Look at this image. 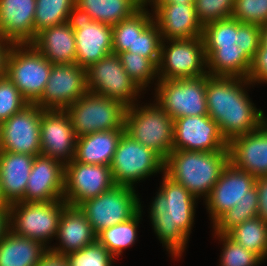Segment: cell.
<instances>
[{"mask_svg": "<svg viewBox=\"0 0 267 266\" xmlns=\"http://www.w3.org/2000/svg\"><path fill=\"white\" fill-rule=\"evenodd\" d=\"M202 39L210 76L247 78L261 43V26L230 17L204 25Z\"/></svg>", "mask_w": 267, "mask_h": 266, "instance_id": "1", "label": "cell"}, {"mask_svg": "<svg viewBox=\"0 0 267 266\" xmlns=\"http://www.w3.org/2000/svg\"><path fill=\"white\" fill-rule=\"evenodd\" d=\"M247 86V87H246ZM253 86L247 78L210 76L206 82L208 115L218 124L229 143L234 137L257 130L267 118L246 91Z\"/></svg>", "mask_w": 267, "mask_h": 266, "instance_id": "2", "label": "cell"}, {"mask_svg": "<svg viewBox=\"0 0 267 266\" xmlns=\"http://www.w3.org/2000/svg\"><path fill=\"white\" fill-rule=\"evenodd\" d=\"M162 176L149 208L150 221L169 256L177 259L182 257L188 244L198 199L165 173Z\"/></svg>", "mask_w": 267, "mask_h": 266, "instance_id": "3", "label": "cell"}, {"mask_svg": "<svg viewBox=\"0 0 267 266\" xmlns=\"http://www.w3.org/2000/svg\"><path fill=\"white\" fill-rule=\"evenodd\" d=\"M256 177L229 162L204 203L214 233L228 234L246 220L257 217Z\"/></svg>", "mask_w": 267, "mask_h": 266, "instance_id": "4", "label": "cell"}, {"mask_svg": "<svg viewBox=\"0 0 267 266\" xmlns=\"http://www.w3.org/2000/svg\"><path fill=\"white\" fill-rule=\"evenodd\" d=\"M228 163L229 151L172 150L165 159L164 173L198 200H205Z\"/></svg>", "mask_w": 267, "mask_h": 266, "instance_id": "5", "label": "cell"}, {"mask_svg": "<svg viewBox=\"0 0 267 266\" xmlns=\"http://www.w3.org/2000/svg\"><path fill=\"white\" fill-rule=\"evenodd\" d=\"M125 133L158 153L164 160L173 150L174 120L156 102L126 109Z\"/></svg>", "mask_w": 267, "mask_h": 266, "instance_id": "6", "label": "cell"}, {"mask_svg": "<svg viewBox=\"0 0 267 266\" xmlns=\"http://www.w3.org/2000/svg\"><path fill=\"white\" fill-rule=\"evenodd\" d=\"M63 200L51 202H14L9 205V229L16 235L39 241L48 248L56 236ZM48 244V245H47Z\"/></svg>", "mask_w": 267, "mask_h": 266, "instance_id": "7", "label": "cell"}, {"mask_svg": "<svg viewBox=\"0 0 267 266\" xmlns=\"http://www.w3.org/2000/svg\"><path fill=\"white\" fill-rule=\"evenodd\" d=\"M127 106L123 103L87 92L65 111L69 114L76 137L99 131L124 129Z\"/></svg>", "mask_w": 267, "mask_h": 266, "instance_id": "8", "label": "cell"}, {"mask_svg": "<svg viewBox=\"0 0 267 266\" xmlns=\"http://www.w3.org/2000/svg\"><path fill=\"white\" fill-rule=\"evenodd\" d=\"M52 66L31 44H12L6 62V77L29 103H35L44 92Z\"/></svg>", "mask_w": 267, "mask_h": 266, "instance_id": "9", "label": "cell"}, {"mask_svg": "<svg viewBox=\"0 0 267 266\" xmlns=\"http://www.w3.org/2000/svg\"><path fill=\"white\" fill-rule=\"evenodd\" d=\"M164 162L158 153L133 140L124 132L118 142L110 169L115 185L135 188L136 183L151 175L160 172L163 174Z\"/></svg>", "mask_w": 267, "mask_h": 266, "instance_id": "10", "label": "cell"}, {"mask_svg": "<svg viewBox=\"0 0 267 266\" xmlns=\"http://www.w3.org/2000/svg\"><path fill=\"white\" fill-rule=\"evenodd\" d=\"M133 187L114 185L78 207L97 235L102 230L131 219L143 206Z\"/></svg>", "mask_w": 267, "mask_h": 266, "instance_id": "11", "label": "cell"}, {"mask_svg": "<svg viewBox=\"0 0 267 266\" xmlns=\"http://www.w3.org/2000/svg\"><path fill=\"white\" fill-rule=\"evenodd\" d=\"M208 74L198 78L158 80L154 102L173 119L185 116L208 115L206 82Z\"/></svg>", "mask_w": 267, "mask_h": 266, "instance_id": "12", "label": "cell"}, {"mask_svg": "<svg viewBox=\"0 0 267 266\" xmlns=\"http://www.w3.org/2000/svg\"><path fill=\"white\" fill-rule=\"evenodd\" d=\"M157 73L158 80L190 79L207 75L202 37L163 40Z\"/></svg>", "mask_w": 267, "mask_h": 266, "instance_id": "13", "label": "cell"}, {"mask_svg": "<svg viewBox=\"0 0 267 266\" xmlns=\"http://www.w3.org/2000/svg\"><path fill=\"white\" fill-rule=\"evenodd\" d=\"M86 77L89 92L117 100L127 107L137 103V97L143 93L126 73L118 54L113 52L89 66Z\"/></svg>", "mask_w": 267, "mask_h": 266, "instance_id": "14", "label": "cell"}, {"mask_svg": "<svg viewBox=\"0 0 267 266\" xmlns=\"http://www.w3.org/2000/svg\"><path fill=\"white\" fill-rule=\"evenodd\" d=\"M114 185L110 166L85 164L74 159L64 165L63 200L70 206L78 207Z\"/></svg>", "mask_w": 267, "mask_h": 266, "instance_id": "15", "label": "cell"}, {"mask_svg": "<svg viewBox=\"0 0 267 266\" xmlns=\"http://www.w3.org/2000/svg\"><path fill=\"white\" fill-rule=\"evenodd\" d=\"M87 92L85 68L53 64L44 92L34 104L43 110H65Z\"/></svg>", "mask_w": 267, "mask_h": 266, "instance_id": "16", "label": "cell"}, {"mask_svg": "<svg viewBox=\"0 0 267 266\" xmlns=\"http://www.w3.org/2000/svg\"><path fill=\"white\" fill-rule=\"evenodd\" d=\"M40 107L29 103L21 111L13 114L0 124V151L29 154H41Z\"/></svg>", "mask_w": 267, "mask_h": 266, "instance_id": "17", "label": "cell"}, {"mask_svg": "<svg viewBox=\"0 0 267 266\" xmlns=\"http://www.w3.org/2000/svg\"><path fill=\"white\" fill-rule=\"evenodd\" d=\"M173 150L229 151L218 124L209 115L185 116L174 120Z\"/></svg>", "mask_w": 267, "mask_h": 266, "instance_id": "18", "label": "cell"}, {"mask_svg": "<svg viewBox=\"0 0 267 266\" xmlns=\"http://www.w3.org/2000/svg\"><path fill=\"white\" fill-rule=\"evenodd\" d=\"M69 22L75 35L77 65L87 69L113 52V26L95 22L76 11Z\"/></svg>", "mask_w": 267, "mask_h": 266, "instance_id": "19", "label": "cell"}, {"mask_svg": "<svg viewBox=\"0 0 267 266\" xmlns=\"http://www.w3.org/2000/svg\"><path fill=\"white\" fill-rule=\"evenodd\" d=\"M76 139L69 114L65 110H43L40 122L41 154L63 165L74 159Z\"/></svg>", "mask_w": 267, "mask_h": 266, "instance_id": "20", "label": "cell"}, {"mask_svg": "<svg viewBox=\"0 0 267 266\" xmlns=\"http://www.w3.org/2000/svg\"><path fill=\"white\" fill-rule=\"evenodd\" d=\"M63 195L64 165L42 154L35 156L20 202H51L63 199Z\"/></svg>", "mask_w": 267, "mask_h": 266, "instance_id": "21", "label": "cell"}, {"mask_svg": "<svg viewBox=\"0 0 267 266\" xmlns=\"http://www.w3.org/2000/svg\"><path fill=\"white\" fill-rule=\"evenodd\" d=\"M152 7L153 21L163 40L202 37L203 26L197 19L194 4H153Z\"/></svg>", "mask_w": 267, "mask_h": 266, "instance_id": "22", "label": "cell"}, {"mask_svg": "<svg viewBox=\"0 0 267 266\" xmlns=\"http://www.w3.org/2000/svg\"><path fill=\"white\" fill-rule=\"evenodd\" d=\"M229 162L253 176H267V120L255 131L228 143Z\"/></svg>", "mask_w": 267, "mask_h": 266, "instance_id": "23", "label": "cell"}, {"mask_svg": "<svg viewBox=\"0 0 267 266\" xmlns=\"http://www.w3.org/2000/svg\"><path fill=\"white\" fill-rule=\"evenodd\" d=\"M36 0H0V35L12 44L35 39Z\"/></svg>", "mask_w": 267, "mask_h": 266, "instance_id": "24", "label": "cell"}, {"mask_svg": "<svg viewBox=\"0 0 267 266\" xmlns=\"http://www.w3.org/2000/svg\"><path fill=\"white\" fill-rule=\"evenodd\" d=\"M55 240L58 246L49 247V251L66 256L67 254L81 250L96 241L91 224L79 207L67 205L60 216Z\"/></svg>", "mask_w": 267, "mask_h": 266, "instance_id": "25", "label": "cell"}, {"mask_svg": "<svg viewBox=\"0 0 267 266\" xmlns=\"http://www.w3.org/2000/svg\"><path fill=\"white\" fill-rule=\"evenodd\" d=\"M52 64L76 63V43L70 22L39 31L30 43Z\"/></svg>", "mask_w": 267, "mask_h": 266, "instance_id": "26", "label": "cell"}, {"mask_svg": "<svg viewBox=\"0 0 267 266\" xmlns=\"http://www.w3.org/2000/svg\"><path fill=\"white\" fill-rule=\"evenodd\" d=\"M34 157L29 154L0 151L1 190L9 204L24 197Z\"/></svg>", "mask_w": 267, "mask_h": 266, "instance_id": "27", "label": "cell"}, {"mask_svg": "<svg viewBox=\"0 0 267 266\" xmlns=\"http://www.w3.org/2000/svg\"><path fill=\"white\" fill-rule=\"evenodd\" d=\"M125 129L99 131L77 137L74 160L85 164L110 166Z\"/></svg>", "mask_w": 267, "mask_h": 266, "instance_id": "28", "label": "cell"}, {"mask_svg": "<svg viewBox=\"0 0 267 266\" xmlns=\"http://www.w3.org/2000/svg\"><path fill=\"white\" fill-rule=\"evenodd\" d=\"M49 248L10 229L0 240V266H37Z\"/></svg>", "mask_w": 267, "mask_h": 266, "instance_id": "29", "label": "cell"}, {"mask_svg": "<svg viewBox=\"0 0 267 266\" xmlns=\"http://www.w3.org/2000/svg\"><path fill=\"white\" fill-rule=\"evenodd\" d=\"M140 8L131 0H76L75 11L95 22L114 26Z\"/></svg>", "mask_w": 267, "mask_h": 266, "instance_id": "30", "label": "cell"}, {"mask_svg": "<svg viewBox=\"0 0 267 266\" xmlns=\"http://www.w3.org/2000/svg\"><path fill=\"white\" fill-rule=\"evenodd\" d=\"M141 208L131 219L106 228L96 235V240L115 258L121 256L123 250L137 242V228L142 219Z\"/></svg>", "mask_w": 267, "mask_h": 266, "instance_id": "31", "label": "cell"}, {"mask_svg": "<svg viewBox=\"0 0 267 266\" xmlns=\"http://www.w3.org/2000/svg\"><path fill=\"white\" fill-rule=\"evenodd\" d=\"M237 244L267 259V222L259 217L246 220L227 234Z\"/></svg>", "mask_w": 267, "mask_h": 266, "instance_id": "32", "label": "cell"}, {"mask_svg": "<svg viewBox=\"0 0 267 266\" xmlns=\"http://www.w3.org/2000/svg\"><path fill=\"white\" fill-rule=\"evenodd\" d=\"M153 21L152 12L139 9L129 18L113 26V53L119 54L133 48L139 34Z\"/></svg>", "mask_w": 267, "mask_h": 266, "instance_id": "33", "label": "cell"}, {"mask_svg": "<svg viewBox=\"0 0 267 266\" xmlns=\"http://www.w3.org/2000/svg\"><path fill=\"white\" fill-rule=\"evenodd\" d=\"M75 2L76 0H36L35 36L43 29L68 22L75 12Z\"/></svg>", "mask_w": 267, "mask_h": 266, "instance_id": "34", "label": "cell"}, {"mask_svg": "<svg viewBox=\"0 0 267 266\" xmlns=\"http://www.w3.org/2000/svg\"><path fill=\"white\" fill-rule=\"evenodd\" d=\"M118 56L126 73L142 91L154 83L155 79L158 82L157 66L149 58L128 51L121 52Z\"/></svg>", "mask_w": 267, "mask_h": 266, "instance_id": "35", "label": "cell"}, {"mask_svg": "<svg viewBox=\"0 0 267 266\" xmlns=\"http://www.w3.org/2000/svg\"><path fill=\"white\" fill-rule=\"evenodd\" d=\"M222 243L219 266H259L264 261L254 252L237 244L227 234L214 233Z\"/></svg>", "mask_w": 267, "mask_h": 266, "instance_id": "36", "label": "cell"}, {"mask_svg": "<svg viewBox=\"0 0 267 266\" xmlns=\"http://www.w3.org/2000/svg\"><path fill=\"white\" fill-rule=\"evenodd\" d=\"M65 257L69 266H114L115 264V258L97 240Z\"/></svg>", "mask_w": 267, "mask_h": 266, "instance_id": "37", "label": "cell"}, {"mask_svg": "<svg viewBox=\"0 0 267 266\" xmlns=\"http://www.w3.org/2000/svg\"><path fill=\"white\" fill-rule=\"evenodd\" d=\"M162 41L163 39L159 28L155 22L152 21L139 36H137L133 48H129L127 51L149 58L158 66Z\"/></svg>", "mask_w": 267, "mask_h": 266, "instance_id": "38", "label": "cell"}, {"mask_svg": "<svg viewBox=\"0 0 267 266\" xmlns=\"http://www.w3.org/2000/svg\"><path fill=\"white\" fill-rule=\"evenodd\" d=\"M194 7L202 26L232 16L234 0H195Z\"/></svg>", "mask_w": 267, "mask_h": 266, "instance_id": "39", "label": "cell"}, {"mask_svg": "<svg viewBox=\"0 0 267 266\" xmlns=\"http://www.w3.org/2000/svg\"><path fill=\"white\" fill-rule=\"evenodd\" d=\"M28 104L29 102L7 77L0 79V124Z\"/></svg>", "mask_w": 267, "mask_h": 266, "instance_id": "40", "label": "cell"}, {"mask_svg": "<svg viewBox=\"0 0 267 266\" xmlns=\"http://www.w3.org/2000/svg\"><path fill=\"white\" fill-rule=\"evenodd\" d=\"M231 17L240 23L263 26L267 23V0H234Z\"/></svg>", "mask_w": 267, "mask_h": 266, "instance_id": "41", "label": "cell"}, {"mask_svg": "<svg viewBox=\"0 0 267 266\" xmlns=\"http://www.w3.org/2000/svg\"><path fill=\"white\" fill-rule=\"evenodd\" d=\"M247 79L253 85L267 83V47L262 43H260L259 49L252 60Z\"/></svg>", "mask_w": 267, "mask_h": 266, "instance_id": "42", "label": "cell"}, {"mask_svg": "<svg viewBox=\"0 0 267 266\" xmlns=\"http://www.w3.org/2000/svg\"><path fill=\"white\" fill-rule=\"evenodd\" d=\"M255 187L258 193L257 217L267 222V176L257 177Z\"/></svg>", "mask_w": 267, "mask_h": 266, "instance_id": "43", "label": "cell"}, {"mask_svg": "<svg viewBox=\"0 0 267 266\" xmlns=\"http://www.w3.org/2000/svg\"><path fill=\"white\" fill-rule=\"evenodd\" d=\"M37 266H69L65 256L50 251L42 258Z\"/></svg>", "mask_w": 267, "mask_h": 266, "instance_id": "44", "label": "cell"}, {"mask_svg": "<svg viewBox=\"0 0 267 266\" xmlns=\"http://www.w3.org/2000/svg\"><path fill=\"white\" fill-rule=\"evenodd\" d=\"M12 43L6 42L0 35V79L6 77V62Z\"/></svg>", "mask_w": 267, "mask_h": 266, "instance_id": "45", "label": "cell"}, {"mask_svg": "<svg viewBox=\"0 0 267 266\" xmlns=\"http://www.w3.org/2000/svg\"><path fill=\"white\" fill-rule=\"evenodd\" d=\"M9 208H0V240L9 229Z\"/></svg>", "mask_w": 267, "mask_h": 266, "instance_id": "46", "label": "cell"}, {"mask_svg": "<svg viewBox=\"0 0 267 266\" xmlns=\"http://www.w3.org/2000/svg\"><path fill=\"white\" fill-rule=\"evenodd\" d=\"M195 0H154L153 4H194Z\"/></svg>", "mask_w": 267, "mask_h": 266, "instance_id": "47", "label": "cell"}, {"mask_svg": "<svg viewBox=\"0 0 267 266\" xmlns=\"http://www.w3.org/2000/svg\"><path fill=\"white\" fill-rule=\"evenodd\" d=\"M135 5L140 9H148V5L151 7L154 3V0H131Z\"/></svg>", "mask_w": 267, "mask_h": 266, "instance_id": "48", "label": "cell"}, {"mask_svg": "<svg viewBox=\"0 0 267 266\" xmlns=\"http://www.w3.org/2000/svg\"><path fill=\"white\" fill-rule=\"evenodd\" d=\"M261 43L267 47V23L261 26Z\"/></svg>", "mask_w": 267, "mask_h": 266, "instance_id": "49", "label": "cell"}, {"mask_svg": "<svg viewBox=\"0 0 267 266\" xmlns=\"http://www.w3.org/2000/svg\"><path fill=\"white\" fill-rule=\"evenodd\" d=\"M9 205L10 204L4 199V196L1 190V183H0V208H9Z\"/></svg>", "mask_w": 267, "mask_h": 266, "instance_id": "50", "label": "cell"}]
</instances>
